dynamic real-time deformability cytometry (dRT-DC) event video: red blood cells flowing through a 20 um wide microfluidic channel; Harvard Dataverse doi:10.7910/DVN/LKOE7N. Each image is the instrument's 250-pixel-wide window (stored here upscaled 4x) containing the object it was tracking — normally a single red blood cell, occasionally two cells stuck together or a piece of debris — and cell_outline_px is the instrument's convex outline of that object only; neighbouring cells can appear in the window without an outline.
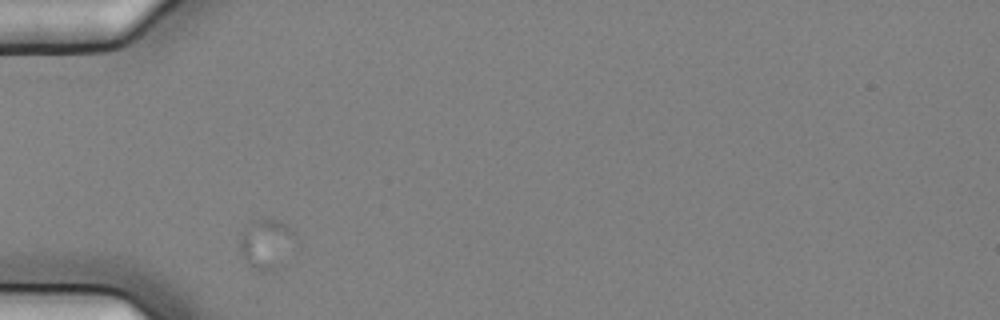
{"species": "common noctule bat (a hibernating species)", "species_latin": "Nyctalus noctula", "temperature_condition": "cold", "stored_images_in_passage": 3, "camera_frame_rate_fps": 3000, "um_per_image_px": 0.085, "animal": {"sex": "female", "body_mass_g": 25.1}, "frame": {"image": 1, "passage_image": 1, "time_ms": 0.0, "image_size_px": [1000, 320], "cell_outline_px": [[296, 236], [280, 268], [264, 272], [252, 268], [240, 252], [240, 232], [252, 220], [280, 220], [296, 232]], "centroid_in_image_um": [22.62, 20.72], "position_along_channel_um": 62.4, "area_um2": 16.07}}
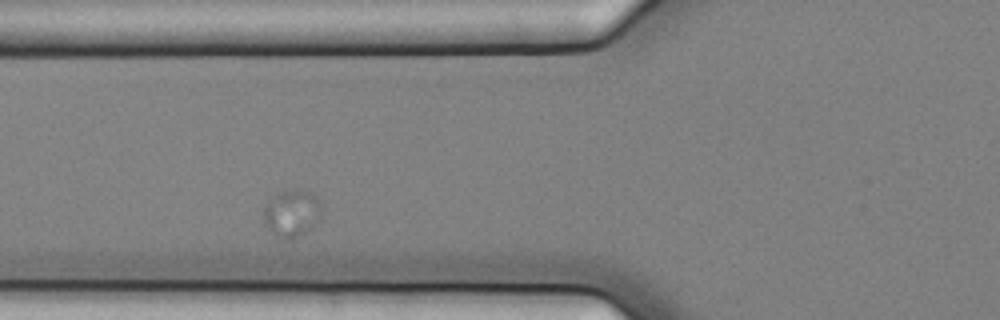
{"frame": {"image": 2, "passage_image": 2, "time_ms": 0.333, "image_size_px": [1000, 320], "cell_outline_px": [[320, 216], [300, 236], [292, 240], [288, 240], [272, 232], [264, 224], [264, 208], [272, 196], [280, 192], [300, 188], [312, 192], [316, 196], [320, 204]], "centroid_in_image_um": [24.78, 18.09], "position_along_channel_um": 101.0, "area_um2": 15.61}}